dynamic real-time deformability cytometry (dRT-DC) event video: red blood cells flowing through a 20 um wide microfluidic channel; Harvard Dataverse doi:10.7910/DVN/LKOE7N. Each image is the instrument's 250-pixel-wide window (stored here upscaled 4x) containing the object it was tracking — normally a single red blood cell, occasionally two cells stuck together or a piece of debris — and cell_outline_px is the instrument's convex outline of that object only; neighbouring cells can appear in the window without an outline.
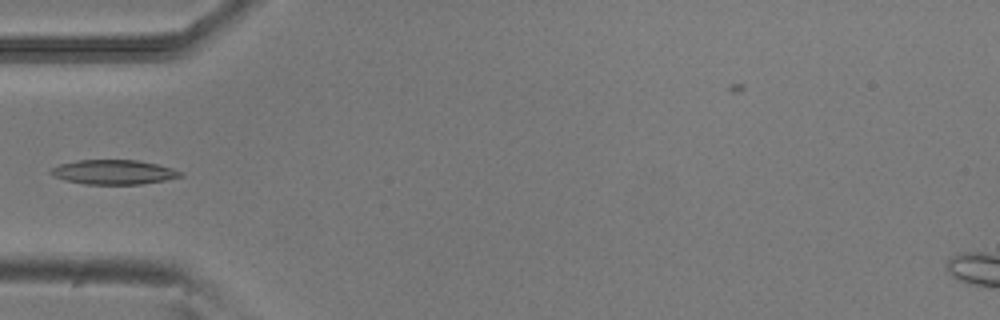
{"species": "common noctule bat (a hibernating species)", "species_latin": "Nyctalus noctula", "temperature_condition": "room temperature", "stored_images_in_passage": 5, "camera_frame_rate_fps": 3000, "um_per_image_px": 0.085, "animal": {"sex": "male", "body_mass_g": 20.5, "forearm_length_mm": 52.5}, "frame": {"image": 1, "passage_image": 4, "time_ms": 1.0, "image_size_px": [1000, 320], "cell_outline_px": [[184, 176], [164, 180], [140, 184], [84, 184], [64, 180], [52, 176], [48, 172], [52, 168], [60, 164], [76, 160], [136, 160], [156, 164], [172, 168], [184, 172]], "centroid_in_image_um": [9.64, 14.63], "position_along_channel_um": 75.4, "area_um2": 18.55}}
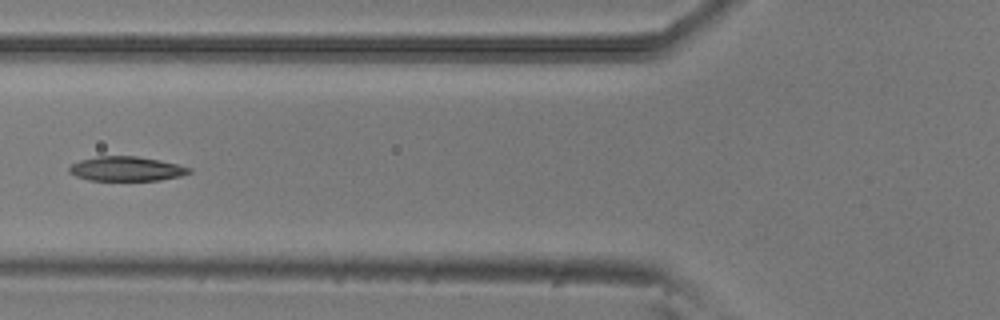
{"frame": {"image": 2, "passage_image": 5, "time_ms": 1.333, "image_size_px": [1000, 320], "cell_outline_px": [[192, 172], [180, 176], [160, 180], [88, 180], [76, 176], [68, 172], [68, 168], [72, 164], [80, 160], [96, 156], [136, 156], [160, 160], [192, 168]], "centroid_in_image_um": [10.73, 14.34], "position_along_channel_um": 115.1, "area_um2": 17.11}}